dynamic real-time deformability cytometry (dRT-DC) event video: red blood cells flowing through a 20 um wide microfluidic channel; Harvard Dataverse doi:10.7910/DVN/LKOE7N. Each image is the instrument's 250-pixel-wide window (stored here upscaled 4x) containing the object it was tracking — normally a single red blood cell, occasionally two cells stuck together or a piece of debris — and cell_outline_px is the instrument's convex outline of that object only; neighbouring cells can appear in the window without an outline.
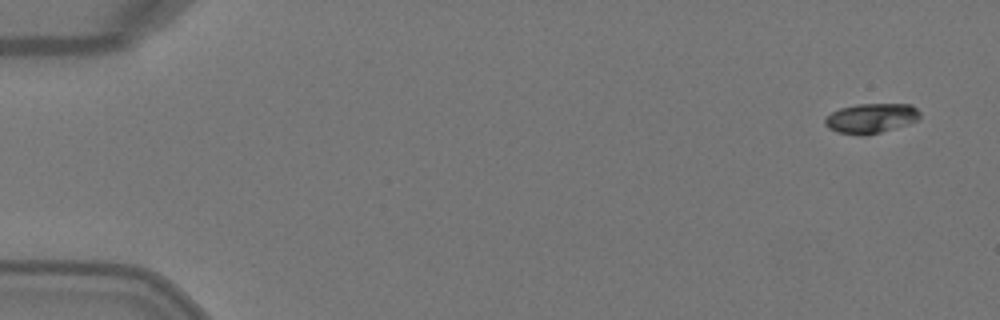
{"species": "Egyptian fruit bat (a non-hibernating species)", "species_latin": "Rousettus aegyptiacus", "temperature_condition": "warm", "stored_images_in_passage": 6, "camera_frame_rate_fps": 3000, "um_per_image_px": 0.085, "animal": {"sex": "female"}, "frame": {"image": 1, "passage_image": 1, "time_ms": 0.0, "image_size_px": [1000, 320], "cell_outline_px": [[920, 116], [916, 120], [908, 124], [880, 132], [864, 136], [860, 136], [836, 132], [828, 128], [824, 124], [824, 116], [840, 108], [856, 104], [912, 104], [920, 112]], "centroid_in_image_um": [73.99, 10.05], "position_along_channel_um": 11.0, "area_um2": 16.65}}
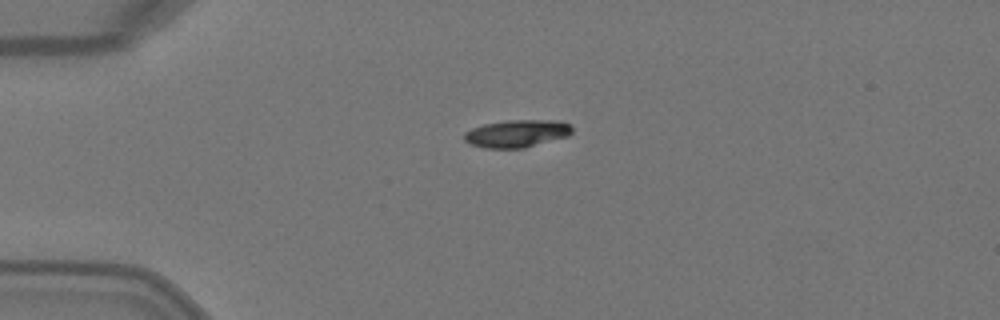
{"frame": {"image": 2, "passage_image": 4, "time_ms": 1.0, "image_size_px": [1000, 320], "cell_outline_px": [[572, 132], [568, 136], [524, 148], [484, 148], [472, 144], [464, 140], [464, 132], [472, 128], [484, 124], [508, 120], [560, 120], [572, 124]], "centroid_in_image_um": [43.97, 11.34], "position_along_channel_um": 41.0, "area_um2": 17.4}}
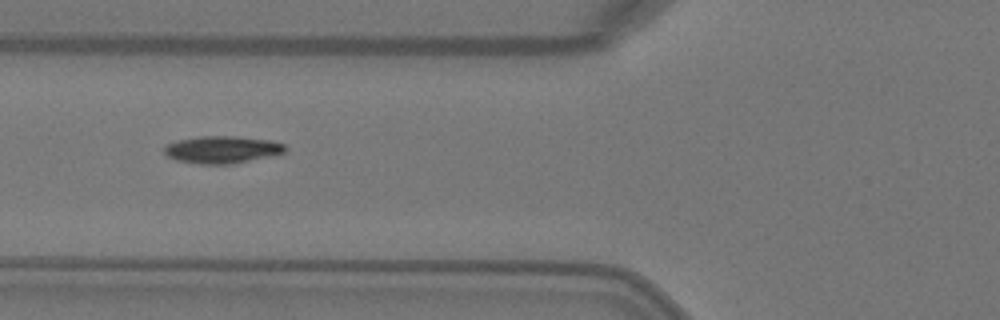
{"frame": {"image": 3, "passage_image": 6, "time_ms": 1.667, "image_size_px": [1000, 320], "cell_outline_px": [[288, 148], [284, 152], [268, 156], [232, 164], [200, 164], [176, 160], [168, 156], [164, 152], [164, 148], [168, 144], [176, 140], [200, 136], [232, 136], [268, 140], [284, 144]], "centroid_in_image_um": [18.85, 12.71], "position_along_channel_um": 107.0, "area_um2": 19.02}}